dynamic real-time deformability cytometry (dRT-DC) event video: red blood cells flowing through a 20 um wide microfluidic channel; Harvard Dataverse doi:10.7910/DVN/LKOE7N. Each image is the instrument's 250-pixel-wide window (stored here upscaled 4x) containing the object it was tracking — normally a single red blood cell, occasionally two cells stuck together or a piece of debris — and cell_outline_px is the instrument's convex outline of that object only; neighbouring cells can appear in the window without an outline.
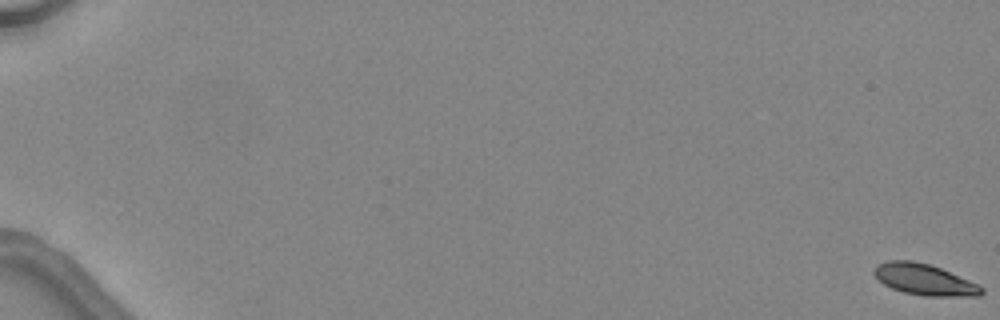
{"species": "common noctule bat (a hibernating species)", "species_latin": "Nyctalus noctula", "temperature_condition": "warm", "stored_images_in_passage": 6, "camera_frame_rate_fps": 3000, "um_per_image_px": 0.085, "animal": {"sex": "female", "body_mass_g": 24.6, "forearm_length_mm": 56.2}, "frame": {"image": 1, "passage_image": 1, "time_ms": 0.0, "image_size_px": [1000, 320], "cell_outline_px": [[984, 292], [980, 296], [924, 296], [904, 292], [892, 288], [884, 284], [872, 272], [880, 264], [888, 260], [912, 260], [928, 264], [940, 268], [980, 284], [984, 288]], "centroid_in_image_um": [78.63, 23.77], "position_along_channel_um": 6.4, "area_um2": 19.42}}
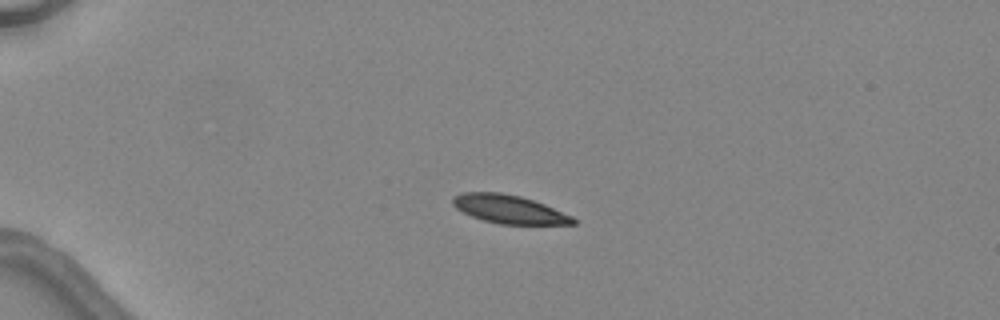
{"frame": {"image": 2, "passage_image": 5, "time_ms": 4.667, "image_size_px": [1000, 320], "cell_outline_px": [[576, 224], [500, 224], [484, 220], [472, 216], [456, 208], [452, 204], [452, 196], [460, 192], [500, 192], [520, 196], [544, 204], [572, 216], [576, 220]], "centroid_in_image_um": [43.24, 17.77], "position_along_channel_um": 41.8, "area_um2": 19.83}}
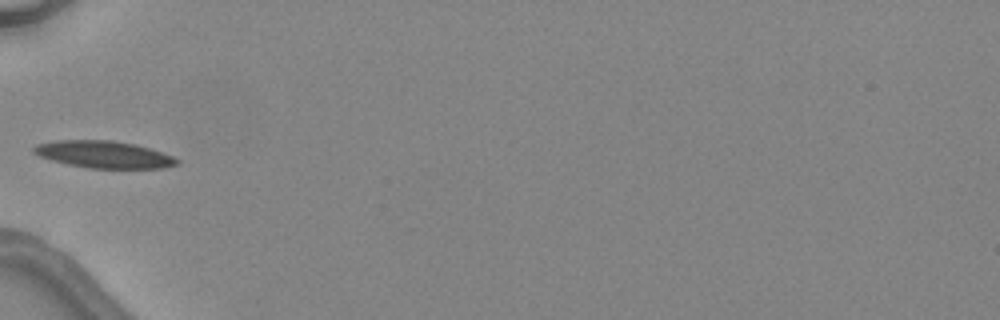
{"frame": {"image": 3, "passage_image": 6, "time_ms": 6.667, "image_size_px": [1000, 320], "cell_outline_px": [[180, 164], [164, 168], [92, 168], [68, 164], [52, 160], [40, 156], [32, 152], [32, 148], [36, 144], [56, 140], [112, 140], [136, 144], [172, 156], [180, 160]], "centroid_in_image_um": [8.83, 13.12], "position_along_channel_um": 76.2, "area_um2": 22.54}}